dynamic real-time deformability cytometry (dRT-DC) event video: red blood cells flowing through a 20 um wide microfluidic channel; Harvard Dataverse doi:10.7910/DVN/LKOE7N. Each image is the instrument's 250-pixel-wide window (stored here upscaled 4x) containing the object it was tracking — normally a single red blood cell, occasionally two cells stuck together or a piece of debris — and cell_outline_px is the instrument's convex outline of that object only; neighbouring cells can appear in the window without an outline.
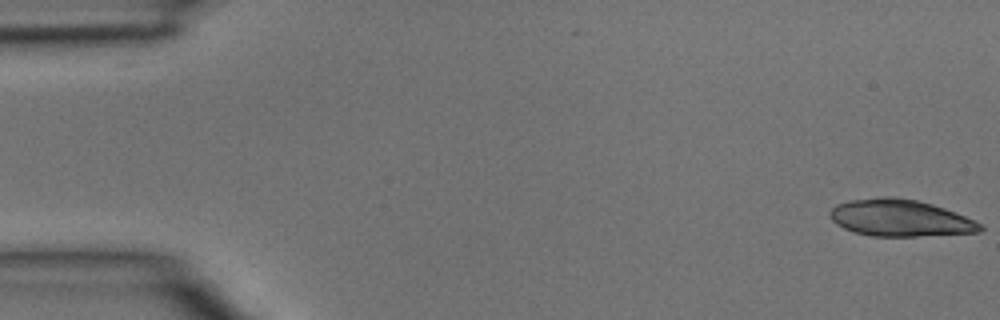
{"species": "common noctule bat (a hibernating species)", "species_latin": "Nyctalus noctula", "temperature_condition": "room temperature", "stored_images_in_passage": 3, "camera_frame_rate_fps": 3000, "um_per_image_px": 0.085, "animal": {"sex": "male", "body_mass_g": 15.6}, "frame": {"image": 1, "passage_image": 1, "time_ms": 0.0, "image_size_px": [1000, 320], "cell_outline_px": [[984, 228], [980, 232], [916, 236], [872, 236], [856, 232], [844, 228], [836, 224], [832, 220], [828, 212], [836, 204], [848, 200], [880, 196], [896, 196], [916, 200], [932, 204], [956, 212], [976, 220], [984, 224]], "centroid_in_image_um": [76.52, 18.51], "position_along_channel_um": 8.5, "area_um2": 32.54}}